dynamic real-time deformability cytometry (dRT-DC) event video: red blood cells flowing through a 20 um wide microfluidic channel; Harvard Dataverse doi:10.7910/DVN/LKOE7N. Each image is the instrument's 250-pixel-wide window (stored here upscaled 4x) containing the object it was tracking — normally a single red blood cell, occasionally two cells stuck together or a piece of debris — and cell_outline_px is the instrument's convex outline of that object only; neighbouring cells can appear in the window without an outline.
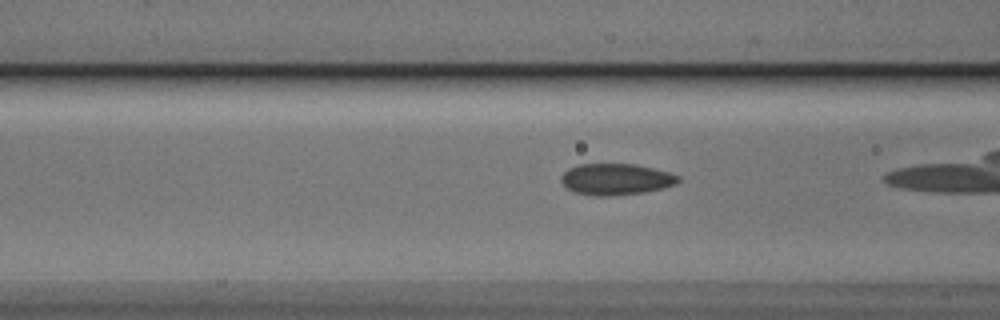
{"species": "Egyptian fruit bat (a non-hibernating species)", "species_latin": "Rousettus aegyptiacus", "temperature_condition": "cold", "stored_images_in_passage": 12, "camera_frame_rate_fps": 3000, "um_per_image_px": 0.085, "animal": {"sex": "male"}, "frame": {"image": 1, "passage_image": 6, "time_ms": 1.667, "image_size_px": [1000, 320], "cell_outline_px": [[680, 180], [676, 184], [664, 188], [644, 192], [608, 196], [596, 196], [576, 192], [568, 188], [560, 180], [560, 176], [568, 168], [580, 164], [636, 164], [668, 172], [680, 176]], "centroid_in_image_um": [52.36, 15.23], "position_along_channel_um": 114.2, "area_um2": 21.33}}